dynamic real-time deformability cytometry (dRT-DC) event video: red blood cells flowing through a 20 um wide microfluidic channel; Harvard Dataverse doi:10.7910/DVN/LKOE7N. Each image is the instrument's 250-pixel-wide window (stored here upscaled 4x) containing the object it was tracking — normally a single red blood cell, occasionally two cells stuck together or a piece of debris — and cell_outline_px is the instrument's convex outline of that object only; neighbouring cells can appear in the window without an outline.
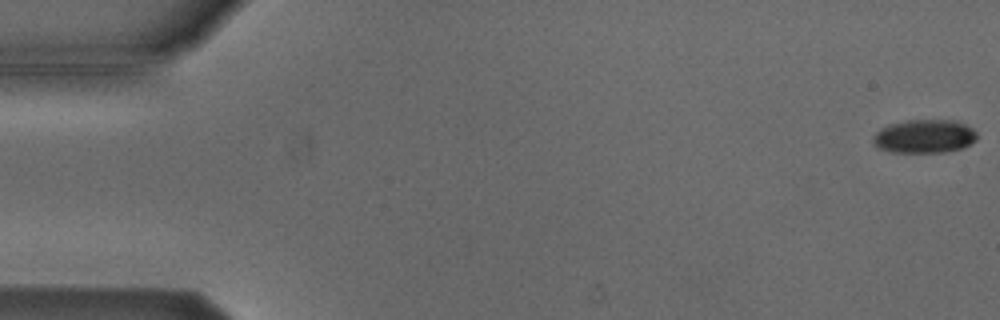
{"species": "Egyptian fruit bat (a non-hibernating species)", "species_latin": "Rousettus aegyptiacus", "temperature_condition": "cold", "stored_images_in_passage": 49, "camera_frame_rate_fps": 3000, "um_per_image_px": 0.085, "animal": {"sex": "male"}, "frame": {"image": 1, "passage_image": 1, "time_ms": 0.0, "image_size_px": [1000, 320], "cell_outline_px": [[976, 140], [960, 148], [944, 152], [892, 152], [880, 148], [872, 140], [872, 136], [880, 128], [888, 124], [904, 120], [956, 120], [972, 128], [976, 132]], "centroid_in_image_um": [78.54, 11.57], "position_along_channel_um": 6.5, "area_um2": 20.23}}
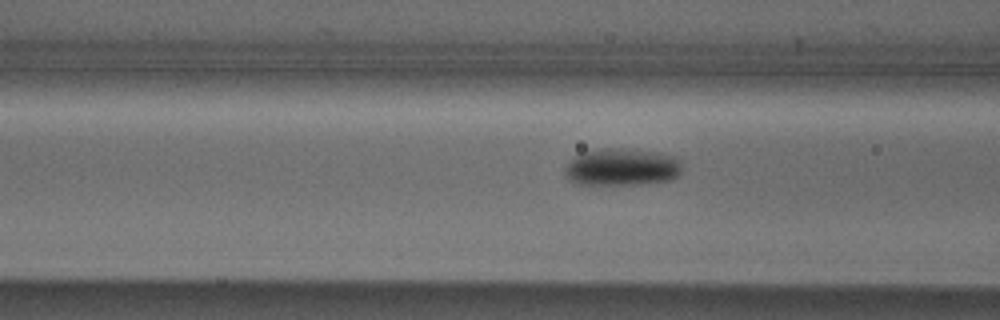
{"frame": {"image": 2, "passage_image": 21, "time_ms": 6.667, "image_size_px": [1000, 320], "cell_outline_px": [[680, 172], [676, 176], [668, 180], [640, 184], [576, 184], [568, 180], [564, 172], [564, 168], [572, 156], [584, 152], [600, 148], [620, 148], [660, 152], [676, 156], [680, 160]], "centroid_in_image_um": [52.81, 14.19], "position_along_channel_um": 113.8, "area_um2": 25.66}}
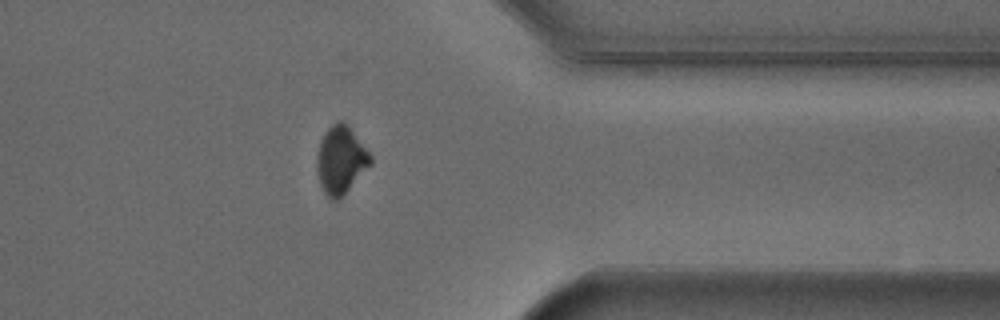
{"frame": {"image": 3, "passage_image": 43, "time_ms": 14.0, "image_size_px": [1000, 320], "cell_outline_px": [[372, 164], [340, 200], [332, 200], [324, 192], [320, 184], [316, 168], [316, 156], [320, 140], [324, 132], [332, 124], [340, 120], [344, 120], [348, 124], [372, 156]], "centroid_in_image_um": [28.97, 13.6], "position_along_channel_um": 382.4, "area_um2": 21.56}}